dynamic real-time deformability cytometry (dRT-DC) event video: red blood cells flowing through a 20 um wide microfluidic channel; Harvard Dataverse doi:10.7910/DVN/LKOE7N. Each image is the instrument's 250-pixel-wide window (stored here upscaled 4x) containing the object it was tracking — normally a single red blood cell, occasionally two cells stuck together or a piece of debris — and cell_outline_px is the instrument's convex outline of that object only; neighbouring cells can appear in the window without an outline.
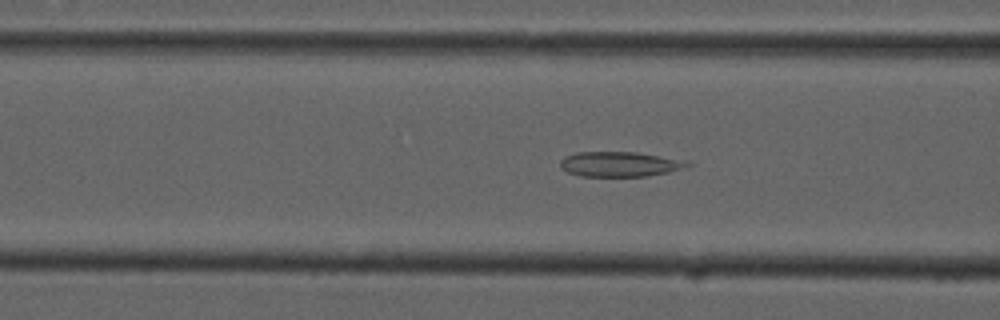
{"species": "common noctule bat (a hibernating species)", "species_latin": "Nyctalus noctula", "temperature_condition": "cold", "stored_images_in_passage": 46, "camera_frame_rate_fps": 3000, "um_per_image_px": 0.085, "animal": {"sex": "male", "forearm_length_mm": 52.5}, "frame": {"image": 1, "passage_image": 13, "time_ms": 4.0, "image_size_px": [1000, 320], "cell_outline_px": [[692, 164], [668, 172], [644, 176], [580, 176], [568, 172], [560, 168], [560, 160], [564, 156], [576, 152], [636, 152], [688, 160]], "centroid_in_image_um": [52.65, 13.94], "position_along_channel_um": 114.0, "area_um2": 18.5}}
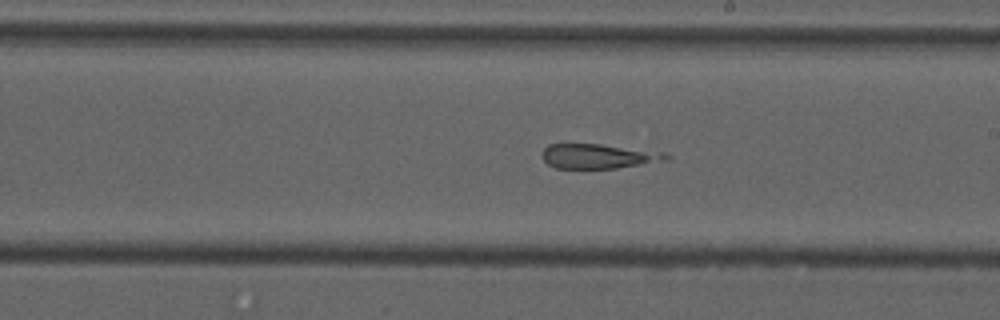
{"frame": {"image": 2, "passage_image": 23, "time_ms": 7.333, "image_size_px": [1000, 320], "cell_outline_px": [[672, 156], [668, 160], [616, 168], [556, 168], [548, 164], [544, 160], [544, 148], [548, 144], [600, 144], [664, 152]], "centroid_in_image_um": [50.91, 13.27], "position_along_channel_um": 238.1, "area_um2": 17.63}}
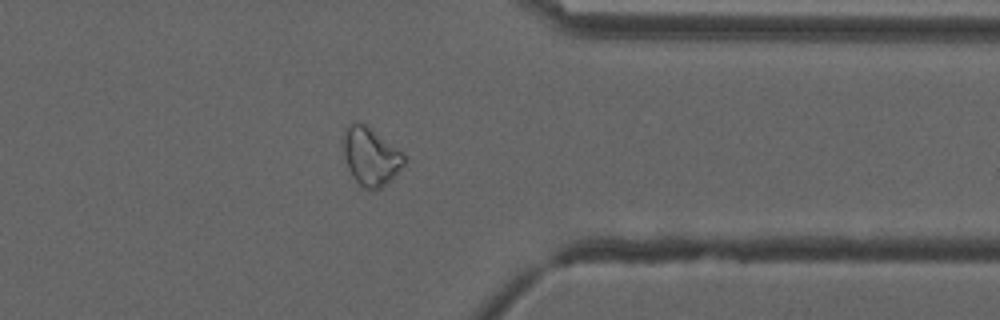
{"frame": {"image": 3, "passage_image": 35, "time_ms": 11.333, "image_size_px": [1000, 320], "cell_outline_px": [[408, 160], [380, 188], [364, 188], [352, 176], [348, 168], [344, 156], [344, 128], [348, 124], [356, 120], [364, 124], [408, 156]], "centroid_in_image_um": [31.49, 13.25], "position_along_channel_um": 379.9, "area_um2": 20.11}, "authors_computed_cell_mechanics": {"area_um2": 19.4208, "velocity_mm_per_s": 3.7568, "shape_relaxation_time_tau1_ms": null, "shape_relaxation_time_tau2_ms": 2.1617, "deformation_change_tau1": null, "deformation_change_tau2": 0.1092}}